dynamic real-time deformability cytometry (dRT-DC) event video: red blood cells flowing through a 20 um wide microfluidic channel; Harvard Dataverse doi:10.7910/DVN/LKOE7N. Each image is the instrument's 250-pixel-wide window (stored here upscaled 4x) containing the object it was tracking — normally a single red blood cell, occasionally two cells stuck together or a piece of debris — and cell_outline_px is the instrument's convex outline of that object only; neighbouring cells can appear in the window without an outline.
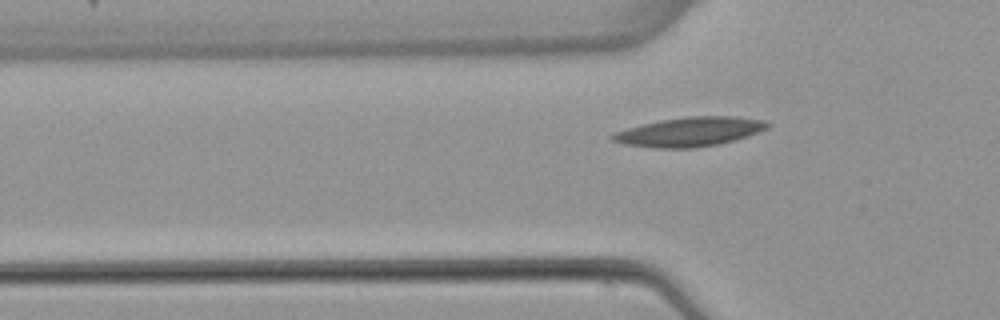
{"species": "common noctule bat (a hibernating species)", "species_latin": "Nyctalus noctula", "temperature_condition": "warm", "stored_images_in_passage": 5, "camera_frame_rate_fps": 3000, "um_per_image_px": 0.085, "animal": {"sex": "female", "body_mass_g": 22.7, "forearm_length_mm": 54.2}, "frame": {"image": 1, "passage_image": 3, "time_ms": 3.333, "image_size_px": [1000, 320], "cell_outline_px": [[772, 124], [768, 128], [732, 140], [716, 144], [692, 148], [656, 148], [624, 144], [612, 140], [608, 136], [616, 132], [628, 128], [660, 120], [688, 116], [732, 116], [764, 120]], "centroid_in_image_um": [58.6, 11.19], "position_along_channel_um": 67.2, "area_um2": 26.01}}
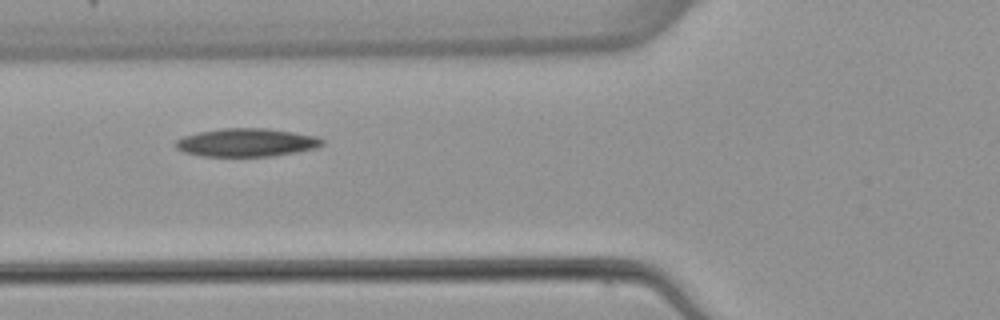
{"frame": {"image": 2, "passage_image": 4, "time_ms": 4.333, "image_size_px": [1000, 320], "cell_outline_px": [[324, 144], [316, 148], [296, 152], [272, 156], [204, 156], [184, 152], [176, 148], [176, 140], [184, 136], [196, 132], [224, 128], [268, 128], [316, 136], [324, 140]], "centroid_in_image_um": [20.96, 12.11], "position_along_channel_um": 104.8, "area_um2": 24.04}}
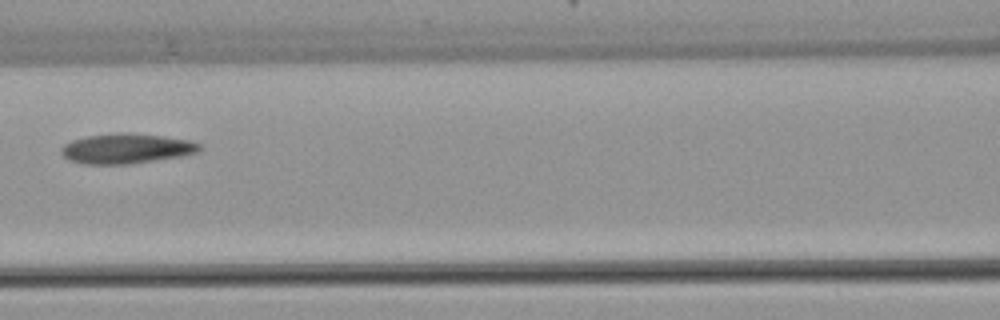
{"frame": {"image": 3, "passage_image": 5, "time_ms": 5.667, "image_size_px": [1000, 320], "cell_outline_px": [[200, 152], [184, 156], [132, 164], [84, 164], [68, 160], [60, 152], [60, 148], [64, 144], [72, 140], [88, 136], [116, 132], [128, 132], [160, 136], [188, 140], [200, 144]], "centroid_in_image_um": [10.73, 12.63], "position_along_channel_um": 155.9, "area_um2": 24.39}}